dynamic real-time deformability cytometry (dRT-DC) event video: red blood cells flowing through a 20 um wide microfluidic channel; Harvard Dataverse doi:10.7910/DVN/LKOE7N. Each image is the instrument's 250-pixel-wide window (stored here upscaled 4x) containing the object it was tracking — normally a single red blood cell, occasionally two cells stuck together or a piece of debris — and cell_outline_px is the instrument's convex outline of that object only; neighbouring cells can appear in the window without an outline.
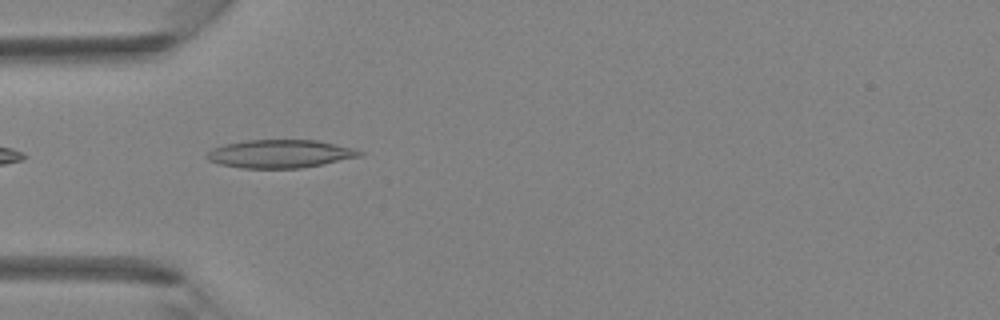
{"species": "Egyptian fruit bat (a non-hibernating species)", "species_latin": "Rousettus aegyptiacus", "temperature_condition": "room temperature", "stored_images_in_passage": 5, "camera_frame_rate_fps": 3000, "um_per_image_px": 0.085, "animal": {"sex": "female"}, "frame": {"image": 1, "passage_image": 5, "time_ms": 1.333, "image_size_px": [1000, 320], "cell_outline_px": [[364, 152], [360, 156], [324, 164], [300, 168], [240, 168], [220, 164], [208, 160], [204, 156], [212, 148], [224, 144], [248, 140], [316, 140], [352, 148]], "centroid_in_image_um": [23.76, 13.08], "position_along_channel_um": 61.2, "area_um2": 24.97}}